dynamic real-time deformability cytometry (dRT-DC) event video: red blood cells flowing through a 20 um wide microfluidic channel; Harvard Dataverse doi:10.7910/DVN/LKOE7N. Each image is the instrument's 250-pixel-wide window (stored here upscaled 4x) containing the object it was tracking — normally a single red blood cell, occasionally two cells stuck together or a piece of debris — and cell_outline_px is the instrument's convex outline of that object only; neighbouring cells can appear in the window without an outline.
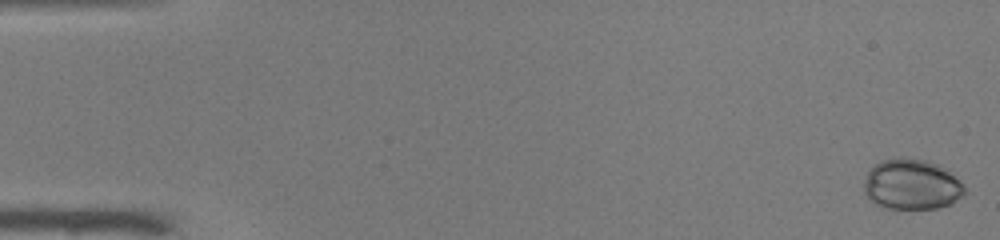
{"species": "common noctule bat (a hibernating species)", "species_latin": "Nyctalus noctula", "temperature_condition": "warm", "stored_images_in_passage": 51, "camera_frame_rate_fps": 3000, "um_per_image_px": 0.085, "animal": {"sex": "male", "body_mass_g": 19.0, "forearm_length_mm": 50.8}, "frame": {"image": 1, "passage_image": 1, "time_ms": 0.0, "image_size_px": [1000, 240], "cell_outline_px": [[964, 192], [952, 204], [936, 208], [880, 208], [864, 192], [864, 184], [868, 172], [876, 164], [884, 160], [924, 160], [936, 164], [948, 172], [964, 188]], "centroid_in_image_um": [77.45, 15.73], "position_along_channel_um": 7.5, "area_um2": 28.38}}
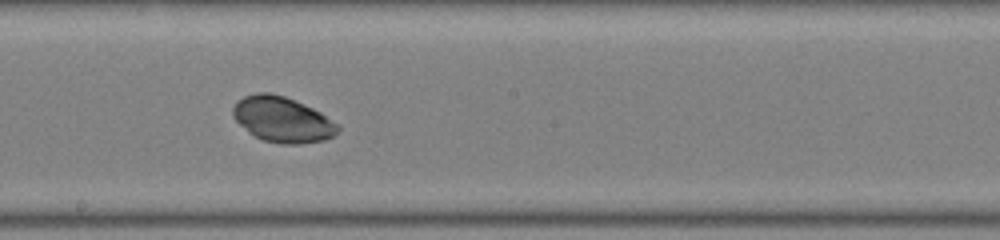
{"frame": {"image": 2, "passage_image": 29, "time_ms": 9.333, "image_size_px": [1000, 240], "cell_outline_px": [[340, 128], [336, 136], [324, 140], [300, 144], [280, 144], [264, 140], [248, 132], [232, 116], [232, 108], [244, 96], [256, 92], [272, 92], [284, 96], [304, 104], [320, 112], [340, 124]], "centroid_in_image_um": [24.04, 10.16], "position_along_channel_um": 224.2, "area_um2": 27.92}}
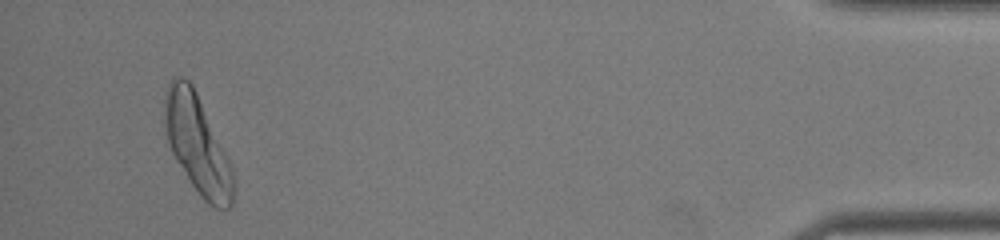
{"frame": {"image": 3, "passage_image": 49, "time_ms": 16.0, "image_size_px": [1000, 240], "cell_outline_px": [[232, 204], [228, 208], [216, 208], [208, 204], [200, 196], [176, 160], [172, 152], [164, 132], [164, 112], [168, 84], [172, 76], [184, 76], [192, 84], [196, 92], [228, 160], [232, 172]], "centroid_in_image_um": [16.72, 12.25], "position_along_channel_um": 418.5, "area_um2": 38.21}, "authors_computed_cell_mechanics": {"area_um2": 28.5532, "velocity_mm_per_s": 3.9598, "shape_relaxation_time_tau1_ms": 0.6369, "shape_relaxation_time_tau2_ms": null, "deformation_change_tau1": 0.0384, "deformation_change_tau2": null}}